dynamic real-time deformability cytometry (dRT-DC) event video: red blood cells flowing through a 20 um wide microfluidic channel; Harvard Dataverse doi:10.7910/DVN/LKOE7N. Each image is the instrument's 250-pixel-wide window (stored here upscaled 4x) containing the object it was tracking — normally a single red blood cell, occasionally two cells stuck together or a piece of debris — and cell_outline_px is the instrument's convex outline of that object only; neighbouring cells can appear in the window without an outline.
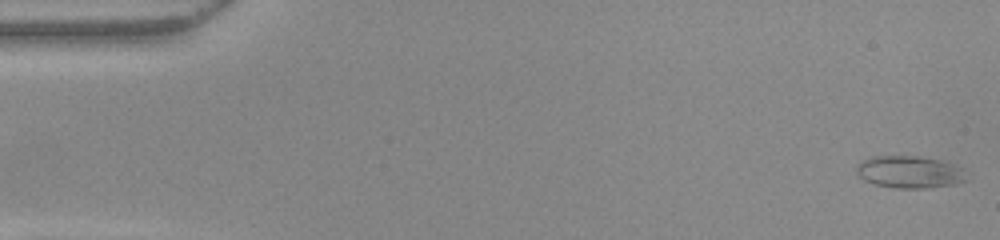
{"species": "common noctule bat (a hibernating species)", "species_latin": "Nyctalus noctula", "temperature_condition": "warm", "stored_images_in_passage": 52, "camera_frame_rate_fps": 3000, "um_per_image_px": 0.085, "animal": {"sex": "female", "body_mass_g": 22.0, "forearm_length_mm": 56.7}, "frame": {"image": 1, "passage_image": 2, "time_ms": 0.333, "image_size_px": [1000, 240], "cell_outline_px": [[964, 180], [952, 184], [928, 188], [896, 188], [876, 184], [864, 180], [856, 172], [856, 164], [872, 156], [920, 156], [940, 160], [952, 164], [960, 168]], "centroid_in_image_um": [77.22, 14.61], "position_along_channel_um": 7.8, "area_um2": 20.23}}
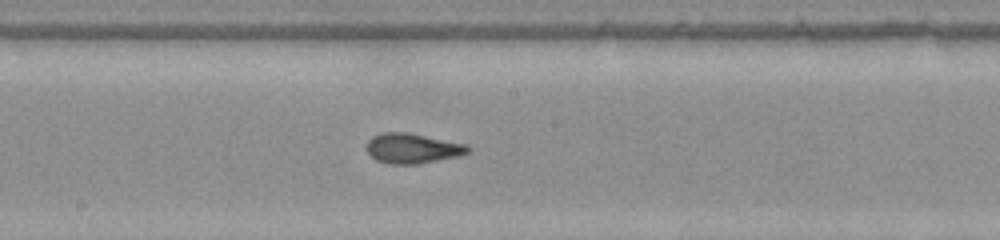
{"frame": {"image": 2, "passage_image": 28, "time_ms": 9.0, "image_size_px": [1000, 240], "cell_outline_px": [[472, 148], [468, 152], [456, 156], [420, 164], [388, 164], [376, 160], [368, 152], [368, 140], [372, 136], [384, 132], [404, 132], [468, 144]], "centroid_in_image_um": [35.07, 12.61], "position_along_channel_um": 213.1, "area_um2": 17.57}}
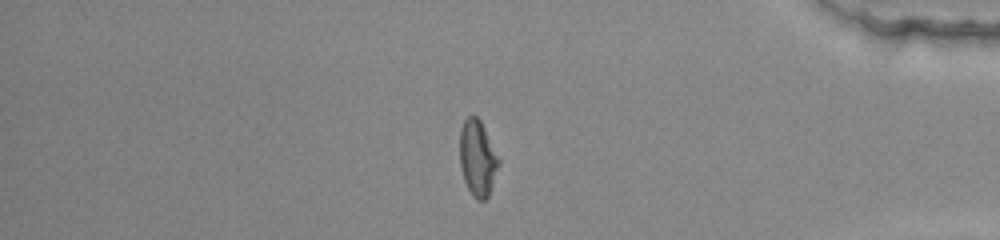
{"frame": {"image": 3, "passage_image": 44, "time_ms": 14.333, "image_size_px": [1000, 240], "cell_outline_px": [[500, 164], [488, 196], [484, 200], [476, 200], [472, 196], [464, 180], [460, 164], [460, 128], [464, 120], [468, 116], [476, 116], [480, 120], [500, 160]], "centroid_in_image_um": [40.59, 13.45], "position_along_channel_um": 394.6, "area_um2": 17.11}, "authors_computed_cell_mechanics": {"area_um2": 17.6001, "velocity_mm_per_s": 3.9893, "shape_relaxation_time_tau1_ms": 5.9652, "shape_relaxation_time_tau2_ms": 1.6354, "deformation_change_tau1": 0.2161, "deformation_change_tau2": 0.0789}}